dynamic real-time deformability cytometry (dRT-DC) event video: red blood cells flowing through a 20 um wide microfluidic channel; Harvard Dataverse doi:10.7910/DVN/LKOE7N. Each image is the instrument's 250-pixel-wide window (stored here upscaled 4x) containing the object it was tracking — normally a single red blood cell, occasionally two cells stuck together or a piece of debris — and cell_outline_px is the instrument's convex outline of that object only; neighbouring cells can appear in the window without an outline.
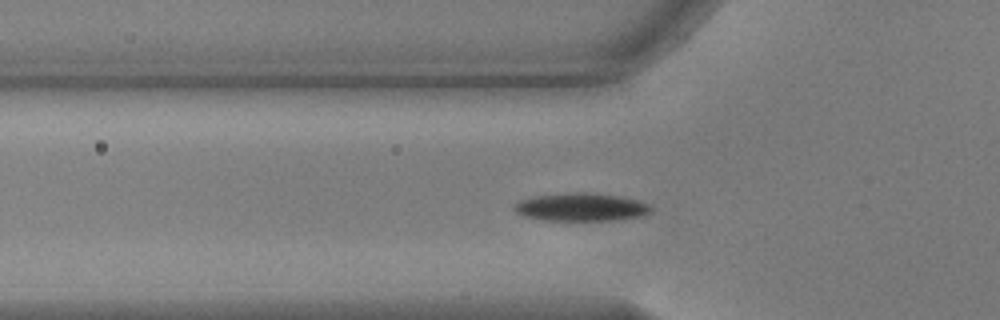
{"species": "common noctule bat (a hibernating species)", "species_latin": "Nyctalus noctula", "temperature_condition": "warm", "stored_images_in_passage": 43, "camera_frame_rate_fps": 3000, "um_per_image_px": 0.085, "animal": {"sex": "male", "body_mass_g": 17.9, "forearm_length_mm": 54.2}, "frame": {"image": 1, "passage_image": 14, "time_ms": 4.333, "image_size_px": [1000, 320], "cell_outline_px": [[652, 212], [640, 216], [612, 220], [540, 220], [524, 216], [516, 212], [512, 208], [512, 204], [520, 200], [532, 196], [576, 192], [584, 192], [616, 196], [636, 200], [648, 204], [652, 208]], "centroid_in_image_um": [49.32, 17.6], "position_along_channel_um": 76.5, "area_um2": 22.2}}
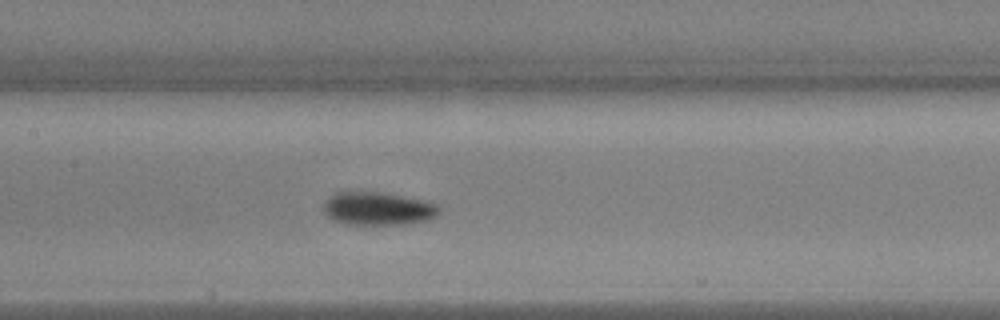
{"frame": {"image": 2, "passage_image": 22, "time_ms": 7.0, "image_size_px": [1000, 320], "cell_outline_px": [[440, 212], [436, 216], [428, 220], [404, 224], [344, 224], [332, 220], [324, 212], [324, 200], [336, 192], [384, 192], [424, 200], [436, 204], [440, 208]], "centroid_in_image_um": [32.12, 17.73], "position_along_channel_um": 175.3, "area_um2": 22.43}}
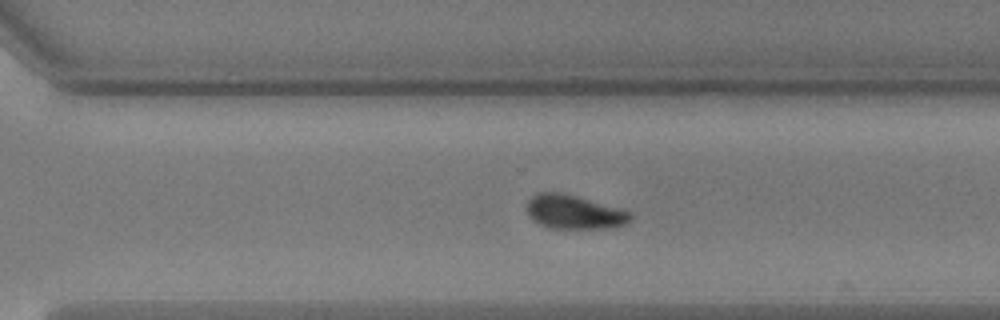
{"frame": {"image": 3, "passage_image": 34, "time_ms": 11.0, "image_size_px": [1000, 320], "cell_outline_px": [[632, 220], [624, 224], [604, 228], [552, 228], [540, 224], [532, 220], [528, 216], [524, 208], [528, 200], [532, 196], [540, 192], [560, 192], [576, 196], [632, 212]], "centroid_in_image_um": [48.74, 18.02], "position_along_channel_um": 321.9, "area_um2": 20.46}, "authors_computed_cell_mechanics": {"area_um2": 21.3282, "velocity_mm_per_s": 3.6716, "shape_relaxation_time_tau1_ms": 2.7317, "shape_relaxation_time_tau2_ms": null, "deformation_change_tau1": 0.1507, "deformation_change_tau2": null}}